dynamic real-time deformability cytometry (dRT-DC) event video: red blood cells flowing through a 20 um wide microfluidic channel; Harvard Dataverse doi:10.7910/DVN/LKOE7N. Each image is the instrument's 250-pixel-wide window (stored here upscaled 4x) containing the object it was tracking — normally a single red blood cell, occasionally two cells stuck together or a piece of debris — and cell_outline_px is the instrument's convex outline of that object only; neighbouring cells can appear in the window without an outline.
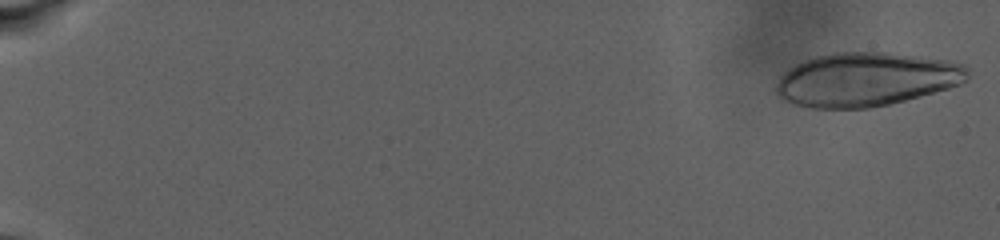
{"species": "human", "species_latin": "Homo sapiens", "temperature_condition": "warm", "stored_images_in_passage": 28, "camera_frame_rate_fps": 3000, "um_per_image_px": 0.085, "donor": {"sex": "male"}, "frame": {"image": 1, "passage_image": 1, "time_ms": 0.0, "image_size_px": [1000, 240], "cell_outline_px": [[968, 80], [960, 84], [948, 88], [920, 96], [888, 104], [868, 108], [812, 108], [796, 104], [784, 100], [776, 92], [776, 84], [780, 76], [784, 72], [796, 64], [804, 60], [816, 56], [832, 52], [884, 52], [948, 60], [964, 64], [968, 68]], "centroid_in_image_um": [73.63, 6.74], "position_along_channel_um": 11.4, "area_um2": 59.88}}
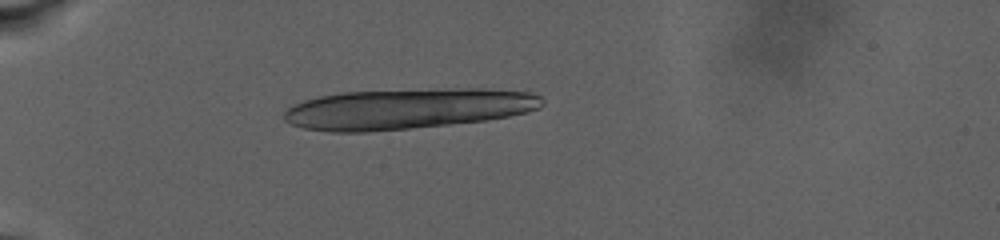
{"frame": {"image": 2, "passage_image": 20, "time_ms": 8.333, "image_size_px": [1000, 240], "cell_outline_px": [[544, 104], [540, 108], [528, 112], [488, 120], [408, 128], [364, 132], [328, 132], [304, 128], [292, 124], [284, 120], [284, 112], [292, 104], [316, 96], [344, 92], [460, 88], [484, 88], [528, 92], [540, 96], [544, 100]], "centroid_in_image_um": [34.63, 9.24], "position_along_channel_um": 50.4, "area_um2": 61.09}}